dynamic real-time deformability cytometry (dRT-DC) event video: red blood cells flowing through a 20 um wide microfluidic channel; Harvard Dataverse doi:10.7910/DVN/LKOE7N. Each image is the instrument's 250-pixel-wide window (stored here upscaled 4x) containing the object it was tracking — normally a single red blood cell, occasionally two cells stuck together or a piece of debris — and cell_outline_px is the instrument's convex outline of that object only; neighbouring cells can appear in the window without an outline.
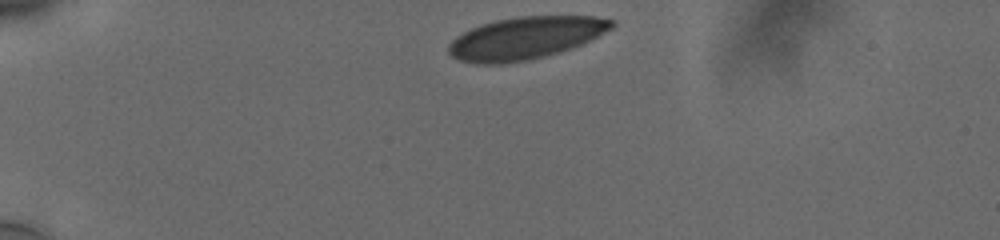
{"species": "human", "species_latin": "Homo sapiens", "temperature_condition": "cold", "stored_images_in_passage": 37, "camera_frame_rate_fps": 3000, "um_per_image_px": 0.085, "donor": {"sex": "male"}, "frame": {"image": 1, "passage_image": 1, "time_ms": 0.0, "image_size_px": [1000, 240], "cell_outline_px": [[616, 24], [612, 28], [572, 48], [544, 56], [528, 60], [500, 64], [476, 64], [460, 60], [452, 56], [448, 52], [448, 44], [456, 36], [480, 24], [496, 20], [520, 16], [592, 16], [612, 20]], "centroid_in_image_um": [44.62, 3.23], "position_along_channel_um": 40.4, "area_um2": 39.94}}
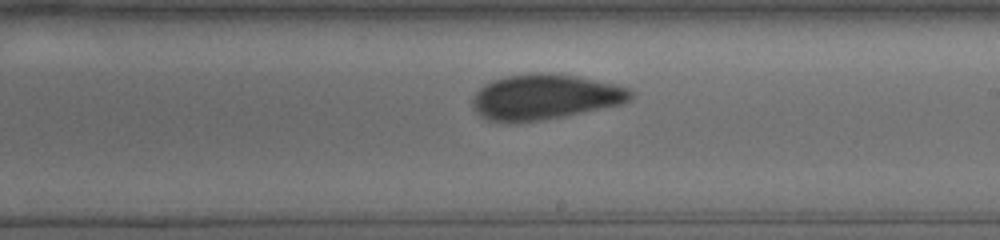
{"frame": {"image": 2, "passage_image": 22, "time_ms": 7.0, "image_size_px": [1000, 240], "cell_outline_px": [[636, 96], [620, 104], [564, 116], [516, 124], [488, 120], [480, 116], [472, 108], [472, 96], [484, 84], [492, 80], [508, 76], [536, 72], [544, 72], [576, 76], [616, 84], [628, 88], [636, 92]], "centroid_in_image_um": [46.29, 8.25], "position_along_channel_um": 242.7, "area_um2": 42.08}}
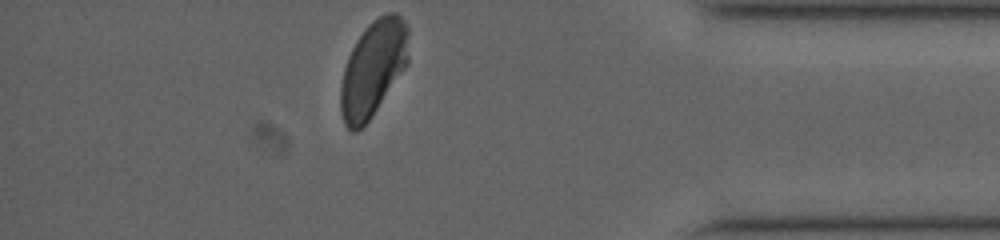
{"frame": {"image": 3, "passage_image": 37, "time_ms": 12.0, "image_size_px": [1000, 240], "cell_outline_px": [[408, 64], [372, 116], [356, 132], [352, 132], [344, 124], [340, 108], [340, 88], [344, 68], [348, 56], [356, 40], [368, 24], [372, 20], [388, 12], [396, 12], [408, 24]], "centroid_in_image_um": [31.72, 5.81], "position_along_channel_um": 403.5, "area_um2": 37.97}, "authors_computed_cell_mechanics": {"area_um2": 41.5582, "velocity_mm_per_s": 3.74, "shape_relaxation_time_tau1_ms": 4.8444, "shape_relaxation_time_tau2_ms": 0.6251, "deformation_change_tau1": 0.1091, "deformation_change_tau2": 0.034}}